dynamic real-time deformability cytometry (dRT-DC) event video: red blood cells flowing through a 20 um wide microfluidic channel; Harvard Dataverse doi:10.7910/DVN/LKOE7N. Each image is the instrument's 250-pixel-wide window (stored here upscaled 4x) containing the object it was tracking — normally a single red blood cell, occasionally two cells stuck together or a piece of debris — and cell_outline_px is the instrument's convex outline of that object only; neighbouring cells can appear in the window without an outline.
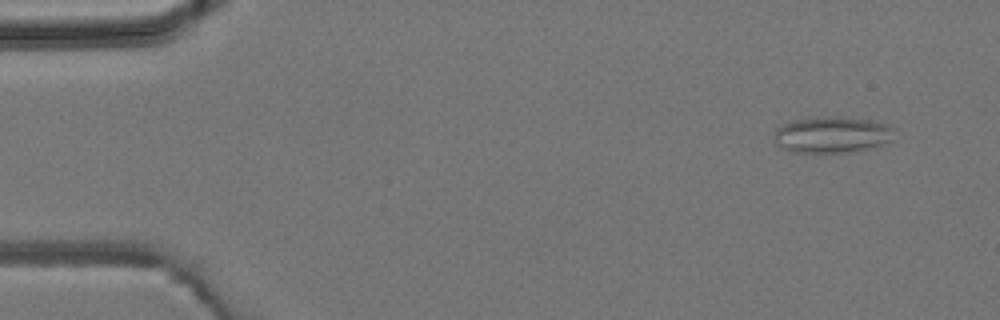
{"species": "common noctule bat (a hibernating species)", "species_latin": "Nyctalus noctula", "temperature_condition": "room temperature", "stored_images_in_passage": 4, "camera_frame_rate_fps": 3000, "um_per_image_px": 0.085, "animal": {"sex": "male", "body_mass_g": 19.2, "forearm_length_mm": 51.8}, "frame": {"image": 1, "passage_image": 2, "time_ms": 1.0, "image_size_px": [1000, 320], "cell_outline_px": [[896, 128], [892, 140], [884, 144], [844, 152], [792, 152], [780, 148], [776, 144], [772, 136], [776, 128], [780, 124], [796, 120], [816, 116], [836, 116], [872, 120], [888, 124]], "centroid_in_image_um": [70.69, 11.43], "position_along_channel_um": 14.3, "area_um2": 25.78}}
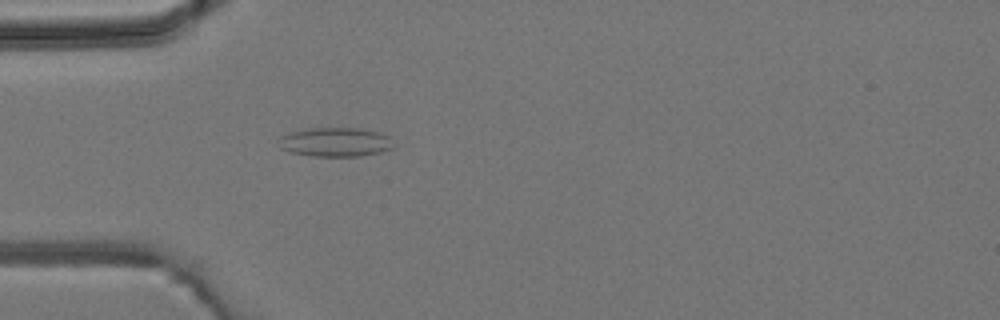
{"frame": {"image": 2, "passage_image": 4, "time_ms": 4.333, "image_size_px": [1000, 320], "cell_outline_px": [[392, 148], [380, 152], [360, 156], [312, 156], [288, 152], [280, 148], [276, 140], [280, 136], [292, 132], [312, 128], [360, 128], [380, 132], [388, 136]], "centroid_in_image_um": [28.44, 12.08], "position_along_channel_um": 56.6, "area_um2": 19.48}}